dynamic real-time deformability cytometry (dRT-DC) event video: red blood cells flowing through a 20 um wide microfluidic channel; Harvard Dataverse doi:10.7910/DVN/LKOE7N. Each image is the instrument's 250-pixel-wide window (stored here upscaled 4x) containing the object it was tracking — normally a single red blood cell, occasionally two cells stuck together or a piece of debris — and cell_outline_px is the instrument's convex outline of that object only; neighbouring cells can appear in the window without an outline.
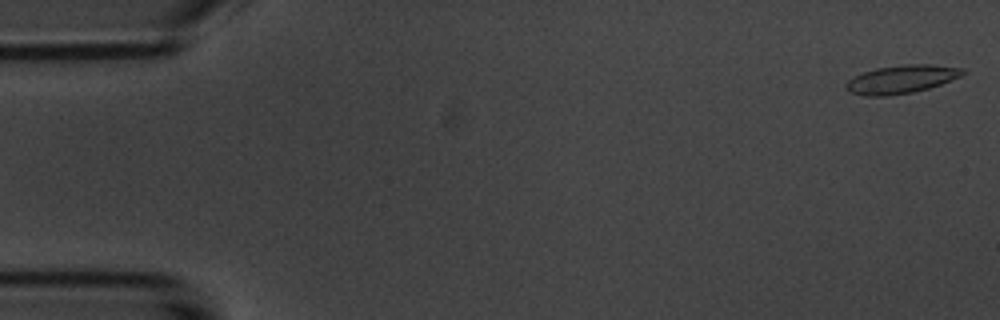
{"species": "common noctule bat (a hibernating species)", "species_latin": "Nyctalus noctula", "temperature_condition": "room temperature", "stored_images_in_passage": 10, "camera_frame_rate_fps": 3000, "um_per_image_px": 0.085, "animal": {"sex": "male", "body_mass_g": 20.1, "forearm_length_mm": 53.5}, "frame": {"image": 1, "passage_image": 1, "time_ms": 0.0, "image_size_px": [1000, 320], "cell_outline_px": [[964, 72], [960, 76], [940, 84], [928, 88], [912, 92], [888, 96], [864, 96], [848, 92], [844, 84], [848, 80], [864, 72], [876, 68], [904, 64], [932, 64], [964, 68]], "centroid_in_image_um": [76.59, 6.74], "position_along_channel_um": 8.4, "area_um2": 19.13}}